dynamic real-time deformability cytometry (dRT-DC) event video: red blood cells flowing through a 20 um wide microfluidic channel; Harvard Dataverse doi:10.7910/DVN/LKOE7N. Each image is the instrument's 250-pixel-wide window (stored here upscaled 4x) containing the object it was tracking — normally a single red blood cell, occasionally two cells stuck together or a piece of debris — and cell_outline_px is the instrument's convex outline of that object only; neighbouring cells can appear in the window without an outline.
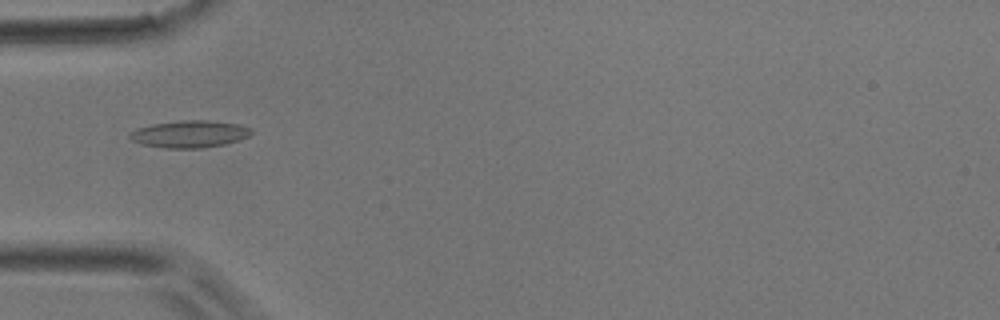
{"species": "common noctule bat (a hibernating species)", "species_latin": "Nyctalus noctula", "temperature_condition": "room temperature", "stored_images_in_passage": 1, "camera_frame_rate_fps": 3000, "um_per_image_px": 0.085, "animal": {"sex": "male", "body_mass_g": 17.9}, "frame": {"image": 1, "passage_image": 1, "time_ms": 0.0, "image_size_px": [1000, 320], "cell_outline_px": [[252, 132], [248, 136], [240, 140], [224, 144], [200, 148], [164, 148], [140, 144], [132, 140], [128, 136], [136, 128], [152, 124], [184, 120], [208, 120], [240, 124], [252, 128]], "centroid_in_image_um": [16.13, 11.39], "position_along_channel_um": 68.9, "area_um2": 19.25}}